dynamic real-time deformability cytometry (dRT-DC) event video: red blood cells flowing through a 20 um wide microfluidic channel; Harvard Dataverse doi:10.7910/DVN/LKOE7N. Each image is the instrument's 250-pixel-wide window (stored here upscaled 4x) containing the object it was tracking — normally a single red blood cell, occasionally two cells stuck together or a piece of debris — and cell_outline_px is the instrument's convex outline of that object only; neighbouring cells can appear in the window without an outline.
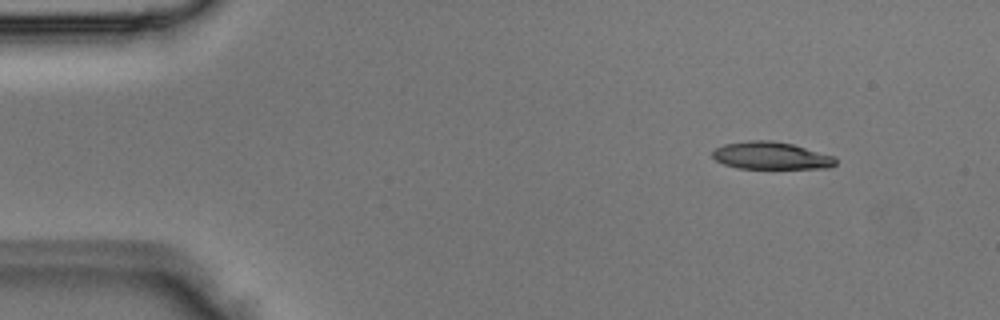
{"species": "Egyptian fruit bat (a non-hibernating species)", "species_latin": "Rousettus aegyptiacus", "temperature_condition": "room temperature", "stored_images_in_passage": 3, "camera_frame_rate_fps": 3000, "um_per_image_px": 0.085, "animal": {"sex": "male"}, "frame": {"image": 1, "passage_image": 1, "time_ms": 0.0, "image_size_px": [1000, 320], "cell_outline_px": [[836, 164], [828, 168], [736, 168], [724, 164], [716, 160], [712, 156], [712, 152], [716, 148], [724, 144], [748, 140], [772, 140], [792, 144], [836, 156]], "centroid_in_image_um": [65.55, 13.22], "position_along_channel_um": 19.5, "area_um2": 19.71}}